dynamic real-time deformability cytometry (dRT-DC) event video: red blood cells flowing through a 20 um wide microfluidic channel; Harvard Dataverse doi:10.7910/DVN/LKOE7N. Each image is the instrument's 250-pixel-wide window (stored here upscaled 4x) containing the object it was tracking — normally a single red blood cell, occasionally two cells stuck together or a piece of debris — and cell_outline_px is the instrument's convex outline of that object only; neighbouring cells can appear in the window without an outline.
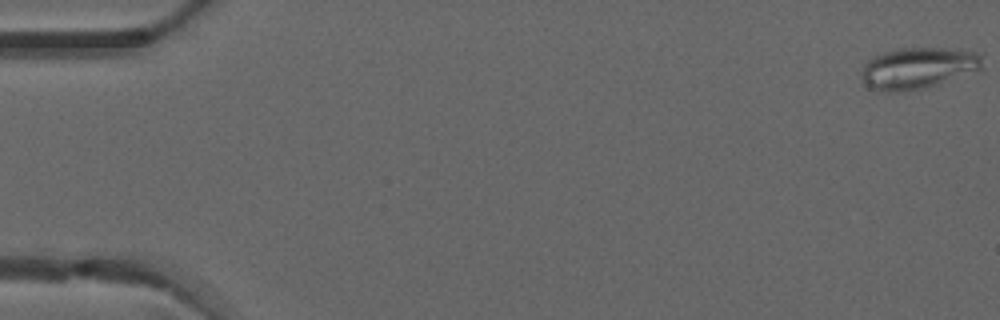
{"species": "common noctule bat (a hibernating species)", "species_latin": "Nyctalus noctula", "temperature_condition": "warm", "stored_images_in_passage": 6, "camera_frame_rate_fps": 3000, "um_per_image_px": 0.085, "animal": {"sex": "male", "forearm_length_mm": 52.5}, "frame": {"image": 1, "passage_image": 1, "time_ms": 0.0, "image_size_px": [1000, 320], "cell_outline_px": [[984, 68], [924, 88], [904, 92], [876, 92], [868, 88], [860, 72], [864, 64], [868, 60], [880, 52], [896, 48], [944, 48], [976, 52], [980, 56]], "centroid_in_image_um": [77.95, 5.79], "position_along_channel_um": 7.0, "area_um2": 29.3}}